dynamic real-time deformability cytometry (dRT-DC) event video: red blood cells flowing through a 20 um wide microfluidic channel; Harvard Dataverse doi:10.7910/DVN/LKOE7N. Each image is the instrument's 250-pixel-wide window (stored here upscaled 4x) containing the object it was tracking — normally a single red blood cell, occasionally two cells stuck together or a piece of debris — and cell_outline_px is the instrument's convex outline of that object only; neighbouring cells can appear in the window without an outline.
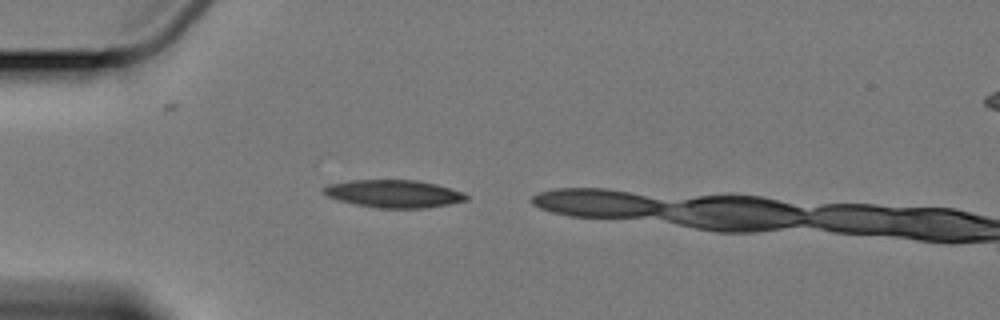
{"species": "Egyptian fruit bat (a non-hibernating species)", "species_latin": "Rousettus aegyptiacus", "temperature_condition": "cold", "stored_images_in_passage": 2, "camera_frame_rate_fps": 3000, "um_per_image_px": 0.085, "animal": {"sex": "female"}, "frame": {"image": 1, "passage_image": 1, "time_ms": 0.0, "image_size_px": [1000, 320], "cell_outline_px": [[468, 200], [448, 204], [424, 208], [380, 208], [356, 204], [340, 200], [328, 196], [320, 192], [328, 184], [348, 180], [416, 180], [436, 184], [464, 192], [468, 196]], "centroid_in_image_um": [33.47, 16.46], "position_along_channel_um": 51.5, "area_um2": 22.95}}